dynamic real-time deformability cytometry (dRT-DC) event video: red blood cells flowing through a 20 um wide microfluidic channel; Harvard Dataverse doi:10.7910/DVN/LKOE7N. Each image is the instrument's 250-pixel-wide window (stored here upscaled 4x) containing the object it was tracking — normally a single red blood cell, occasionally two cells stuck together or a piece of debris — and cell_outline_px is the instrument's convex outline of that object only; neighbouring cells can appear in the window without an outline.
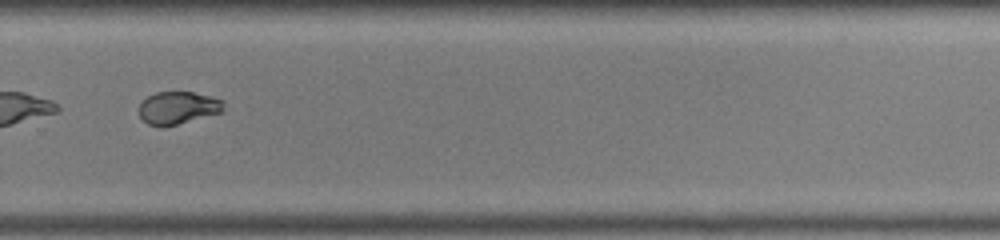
{"species": "common noctule bat (a hibernating species)", "species_latin": "Nyctalus noctula", "temperature_condition": "warm", "stored_images_in_passage": 49, "camera_frame_rate_fps": 3000, "um_per_image_px": 0.085, "animal": {"sex": "male", "body_mass_g": 19.0, "forearm_length_mm": 50.8}, "frame": {"image": 1, "passage_image": 35, "time_ms": 11.333, "image_size_px": [1000, 240], "cell_outline_px": [[224, 112], [160, 128], [148, 124], [140, 116], [136, 108], [148, 96], [156, 92], [192, 92], [224, 100]], "centroid_in_image_um": [15.11, 9.17], "position_along_channel_um": 314.7, "area_um2": 16.18}, "authors_computed_cell_mechanics": {"area_um2": 17.5134, "velocity_mm_per_s": 4.0781, "shape_relaxation_time_tau1_ms": null, "shape_relaxation_time_tau2_ms": 1.2345, "deformation_change_tau1": null, "deformation_change_tau2": 0.0552}}